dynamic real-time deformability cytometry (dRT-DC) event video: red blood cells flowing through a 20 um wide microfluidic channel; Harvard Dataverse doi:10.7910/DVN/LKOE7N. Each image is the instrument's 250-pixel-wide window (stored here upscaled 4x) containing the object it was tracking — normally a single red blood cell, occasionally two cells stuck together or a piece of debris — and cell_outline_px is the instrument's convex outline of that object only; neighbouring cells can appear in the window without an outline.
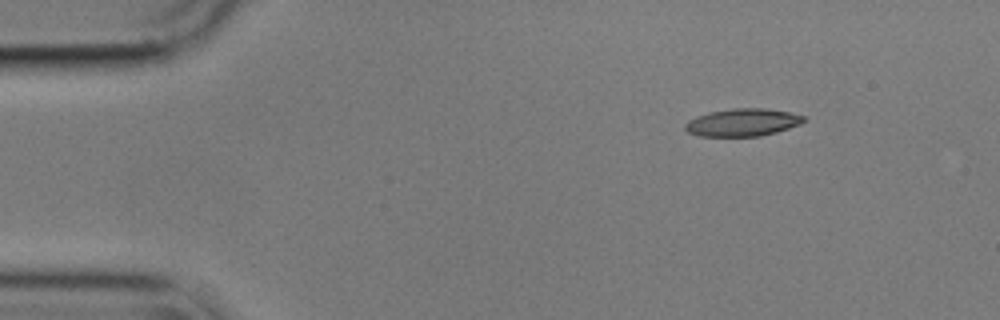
{"species": "common noctule bat (a hibernating species)", "species_latin": "Nyctalus noctula", "temperature_condition": "cold", "stored_images_in_passage": 49, "camera_frame_rate_fps": 3000, "um_per_image_px": 0.085, "animal": {"sex": "male", "body_mass_g": 17.9}, "frame": {"image": 1, "passage_image": 1, "time_ms": 0.0, "image_size_px": [1000, 320], "cell_outline_px": [[808, 120], [800, 124], [776, 132], [760, 136], [700, 136], [688, 132], [684, 128], [684, 124], [688, 120], [696, 116], [708, 112], [736, 108], [764, 108], [788, 112], [804, 116]], "centroid_in_image_um": [63.11, 10.4], "position_along_channel_um": 21.9, "area_um2": 19.07}}
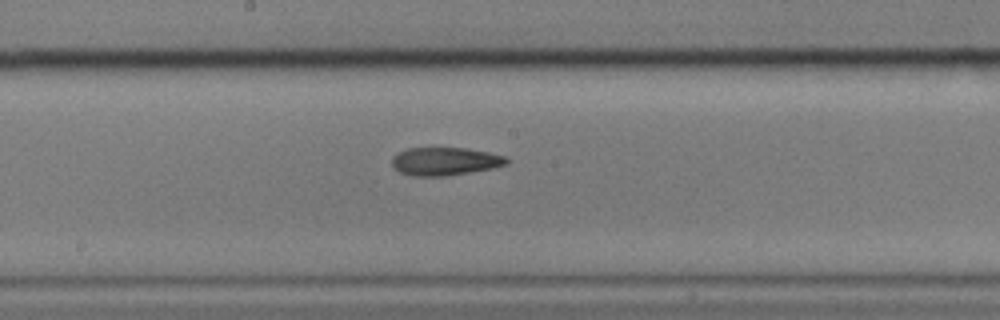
{"frame": {"image": 2, "passage_image": 23, "time_ms": 7.333, "image_size_px": [1000, 320], "cell_outline_px": [[508, 164], [492, 168], [448, 176], [412, 176], [400, 172], [392, 168], [392, 156], [408, 148], [468, 148], [488, 152], [504, 156], [508, 160]], "centroid_in_image_um": [37.8, 13.72], "position_along_channel_um": 210.4, "area_um2": 18.79}}
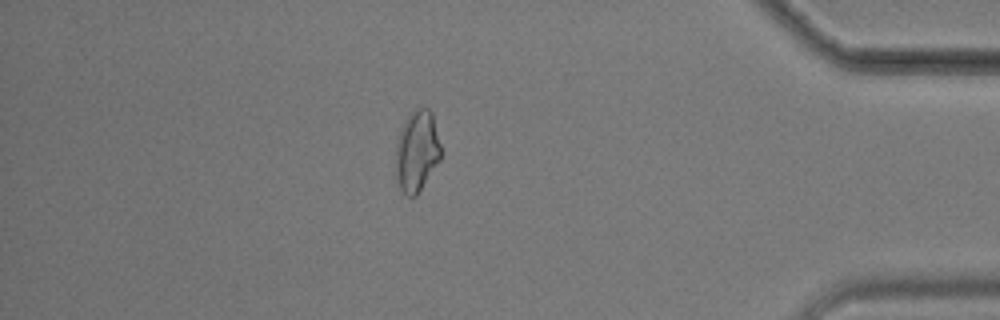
{"frame": {"image": 3, "passage_image": 42, "time_ms": 13.667, "image_size_px": [1000, 320], "cell_outline_px": [[440, 160], [416, 196], [408, 196], [400, 188], [396, 180], [396, 140], [400, 128], [404, 120], [416, 108], [428, 108], [432, 112], [440, 144]], "centroid_in_image_um": [35.42, 12.83], "position_along_channel_um": 399.8, "area_um2": 21.33}, "authors_computed_cell_mechanics": {"area_um2": 19.1896, "velocity_mm_per_s": 3.5724, "shape_relaxation_time_tau1_ms": null, "shape_relaxation_time_tau2_ms": 5.9368, "deformation_change_tau1": null, "deformation_change_tau2": 0.1481}}